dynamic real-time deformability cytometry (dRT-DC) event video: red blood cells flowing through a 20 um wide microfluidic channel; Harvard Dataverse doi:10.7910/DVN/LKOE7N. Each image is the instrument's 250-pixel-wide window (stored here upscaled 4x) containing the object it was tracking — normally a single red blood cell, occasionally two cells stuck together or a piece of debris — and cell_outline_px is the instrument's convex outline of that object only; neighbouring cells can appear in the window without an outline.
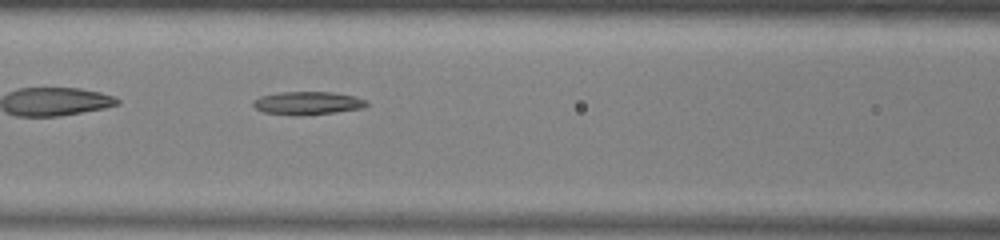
{"species": "common noctule bat (a hibernating species)", "species_latin": "Nyctalus noctula", "temperature_condition": "warm", "stored_images_in_passage": 36, "camera_frame_rate_fps": 3000, "um_per_image_px": 0.085, "animal": {"sex": "male", "body_mass_g": 13.0, "forearm_length_mm": 53.1}, "frame": {"image": 1, "passage_image": 6, "time_ms": 1.667, "image_size_px": [1000, 240], "cell_outline_px": [[368, 104], [364, 108], [300, 116], [292, 116], [264, 112], [256, 108], [252, 104], [252, 100], [260, 96], [280, 92], [332, 92], [356, 96], [368, 100]], "centroid_in_image_um": [26.14, 8.76], "position_along_channel_um": 140.5, "area_um2": 15.43}}
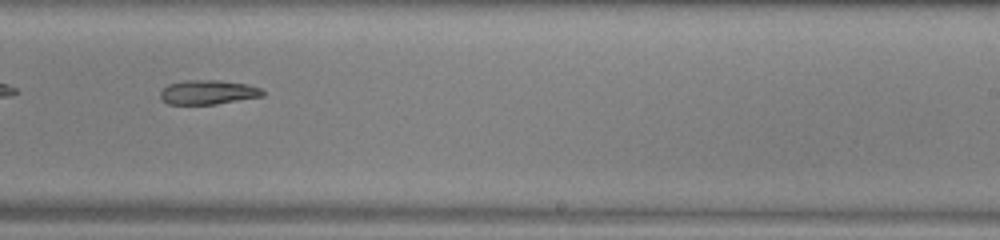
{"frame": {"image": 2, "passage_image": 16, "time_ms": 5.0, "image_size_px": [1000, 240], "cell_outline_px": [[264, 96], [216, 104], [168, 104], [160, 96], [160, 92], [168, 84], [184, 80], [216, 80], [248, 84], [260, 88], [264, 92]], "centroid_in_image_um": [17.69, 7.83], "position_along_channel_um": 271.3, "area_um2": 14.45}}